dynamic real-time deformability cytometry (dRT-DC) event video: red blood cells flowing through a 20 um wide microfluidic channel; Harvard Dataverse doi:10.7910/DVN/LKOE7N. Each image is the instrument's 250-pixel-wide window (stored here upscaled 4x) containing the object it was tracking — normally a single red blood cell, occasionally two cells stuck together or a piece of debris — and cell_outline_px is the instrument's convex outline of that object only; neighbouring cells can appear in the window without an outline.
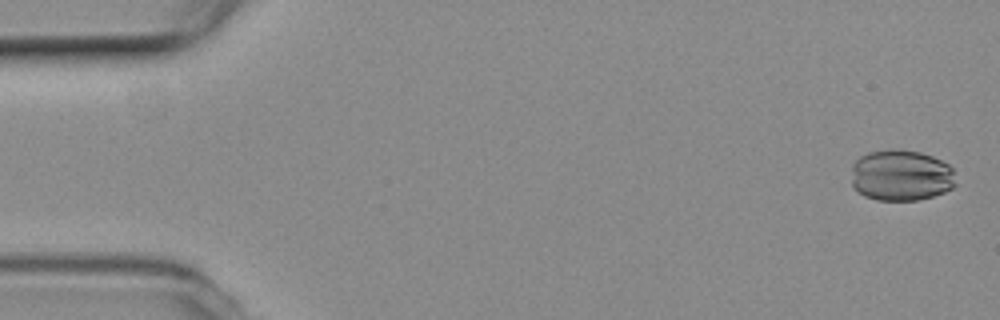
{"species": "common noctule bat (a hibernating species)", "species_latin": "Nyctalus noctula", "temperature_condition": "room temperature", "stored_images_in_passage": 51, "camera_frame_rate_fps": 3000, "um_per_image_px": 0.085, "animal": {"sex": "female", "body_mass_g": 19.3, "forearm_length_mm": 54.1}, "frame": {"image": 1, "passage_image": 2, "time_ms": 0.333, "image_size_px": [1000, 320], "cell_outline_px": [[956, 184], [952, 188], [944, 192], [932, 196], [916, 200], [876, 200], [864, 196], [852, 184], [852, 164], [860, 156], [868, 152], [892, 148], [900, 148], [920, 152], [932, 156], [948, 164], [952, 168]], "centroid_in_image_um": [76.58, 14.89], "position_along_channel_um": 8.4, "area_um2": 31.39}}
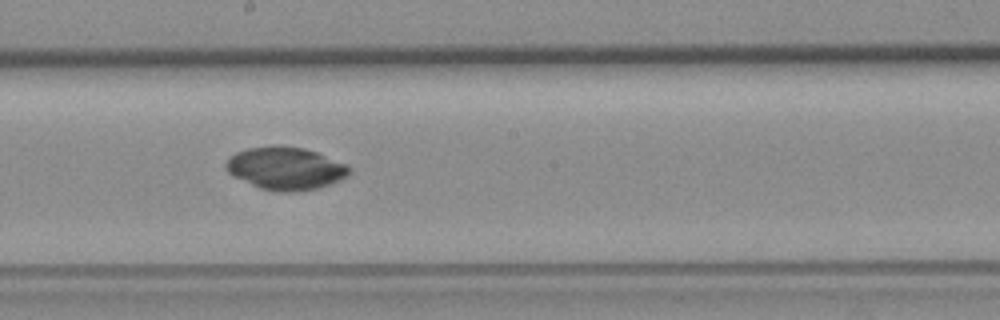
{"frame": {"image": 2, "passage_image": 30, "time_ms": 9.667, "image_size_px": [1000, 320], "cell_outline_px": [[352, 172], [328, 184], [316, 188], [296, 192], [276, 192], [260, 188], [232, 176], [224, 168], [224, 164], [236, 152], [248, 148], [304, 148], [316, 152], [348, 164]], "centroid_in_image_um": [24.26, 14.35], "position_along_channel_um": 223.9, "area_um2": 29.94}}
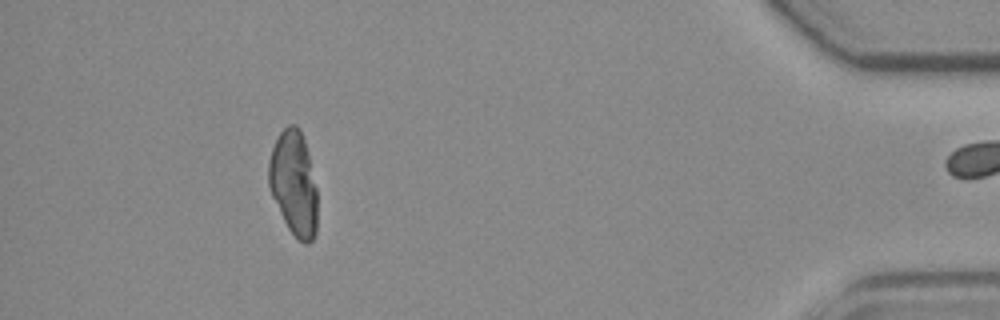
{"frame": {"image": 3, "passage_image": 50, "time_ms": 16.333, "image_size_px": [1000, 320], "cell_outline_px": [[316, 236], [308, 244], [304, 244], [288, 228], [272, 196], [268, 184], [268, 160], [272, 148], [280, 132], [288, 124], [296, 124], [300, 128], [304, 140], [316, 188]], "centroid_in_image_um": [24.95, 15.57], "position_along_channel_um": 410.3, "area_um2": 29.36}}